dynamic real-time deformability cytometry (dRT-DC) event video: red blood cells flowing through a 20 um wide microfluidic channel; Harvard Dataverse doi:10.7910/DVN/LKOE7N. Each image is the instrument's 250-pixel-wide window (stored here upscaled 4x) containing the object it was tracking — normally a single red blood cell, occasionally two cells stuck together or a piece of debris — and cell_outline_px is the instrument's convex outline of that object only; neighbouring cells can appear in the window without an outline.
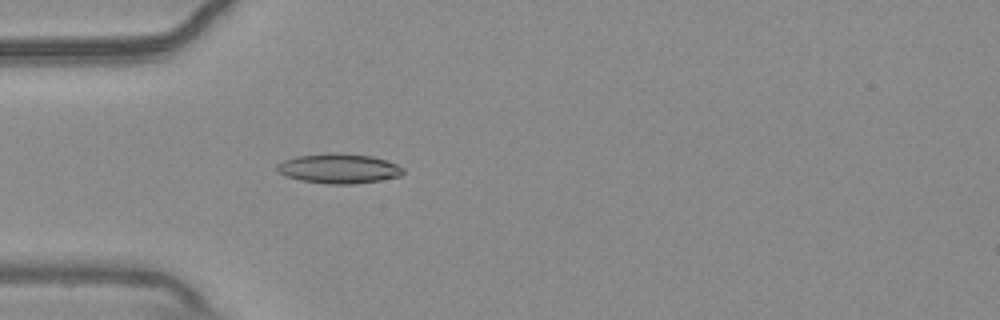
{"species": "common noctule bat (a hibernating species)", "species_latin": "Nyctalus noctula", "temperature_condition": "warm", "stored_images_in_passage": 40, "camera_frame_rate_fps": 3000, "um_per_image_px": 0.085, "animal": {"sex": "male", "body_mass_g": 20.4}, "frame": {"image": 1, "passage_image": 2, "time_ms": 0.333, "image_size_px": [1000, 320], "cell_outline_px": [[404, 172], [400, 176], [380, 180], [356, 184], [328, 184], [300, 180], [288, 176], [280, 172], [276, 168], [276, 164], [284, 160], [296, 156], [336, 152], [372, 156], [396, 164], [404, 168]], "centroid_in_image_um": [28.81, 14.32], "position_along_channel_um": 56.2, "area_um2": 21.79}}
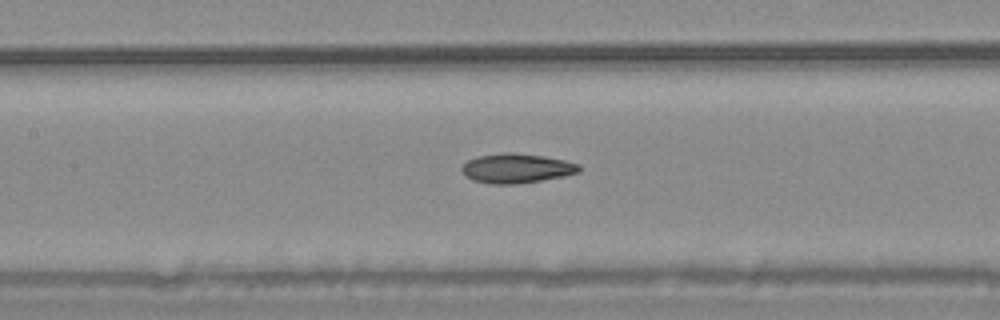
{"frame": {"image": 2, "passage_image": 11, "time_ms": 3.333, "image_size_px": [1000, 320], "cell_outline_px": [[580, 172], [564, 176], [516, 184], [488, 184], [472, 180], [464, 176], [460, 168], [468, 160], [476, 156], [504, 152], [512, 152], [544, 156], [564, 160], [580, 164]], "centroid_in_image_um": [43.87, 14.3], "position_along_channel_um": 163.5, "area_um2": 20.35}}
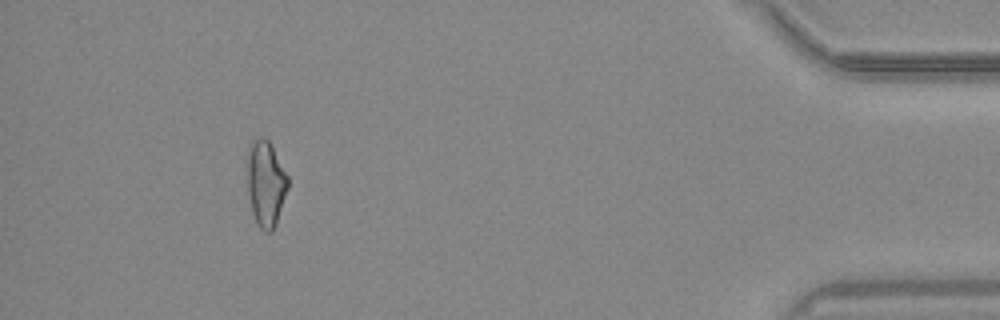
{"frame": {"image": 3, "passage_image": 36, "time_ms": 11.667, "image_size_px": [1000, 320], "cell_outline_px": [[288, 188], [276, 224], [272, 232], [264, 232], [256, 224], [252, 212], [248, 192], [248, 152], [252, 140], [260, 136], [264, 136], [268, 140], [288, 176]], "centroid_in_image_um": [22.59, 15.62], "position_along_channel_um": 412.6, "area_um2": 20.23}, "authors_computed_cell_mechanics": {"area_um2": 19.7098, "velocity_mm_per_s": 3.7317, "shape_relaxation_time_tau1_ms": null, "shape_relaxation_time_tau2_ms": 4.4584, "deformation_change_tau1": null, "deformation_change_tau2": 0.126}}